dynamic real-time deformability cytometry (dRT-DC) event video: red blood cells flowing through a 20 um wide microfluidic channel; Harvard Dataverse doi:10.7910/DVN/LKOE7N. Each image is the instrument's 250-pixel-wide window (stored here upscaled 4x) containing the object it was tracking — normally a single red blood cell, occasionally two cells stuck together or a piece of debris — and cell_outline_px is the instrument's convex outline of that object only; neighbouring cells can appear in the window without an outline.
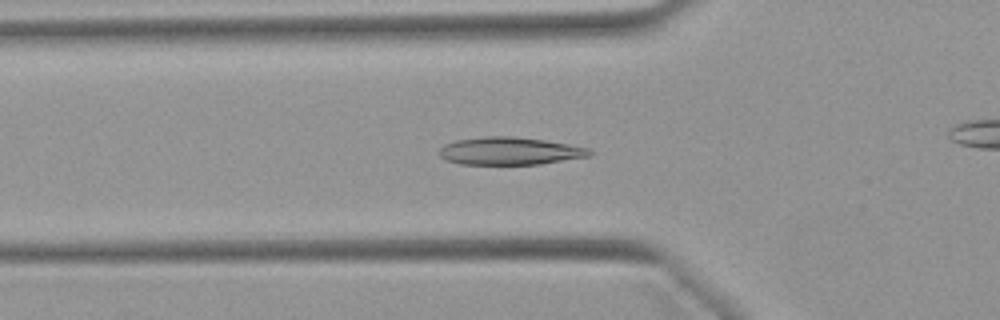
{"species": "Egyptian fruit bat (a non-hibernating species)", "species_latin": "Rousettus aegyptiacus", "temperature_condition": "warm", "stored_images_in_passage": 48, "camera_frame_rate_fps": 3000, "um_per_image_px": 0.085, "animal": {"sex": "female"}, "frame": {"image": 1, "passage_image": 13, "time_ms": 4.0, "image_size_px": [1000, 320], "cell_outline_px": [[596, 152], [592, 156], [540, 164], [460, 164], [444, 160], [440, 156], [440, 148], [444, 144], [456, 140], [484, 136], [512, 136], [544, 140], [592, 148]], "centroid_in_image_um": [43.38, 12.83], "position_along_channel_um": 82.4, "area_um2": 24.51}}
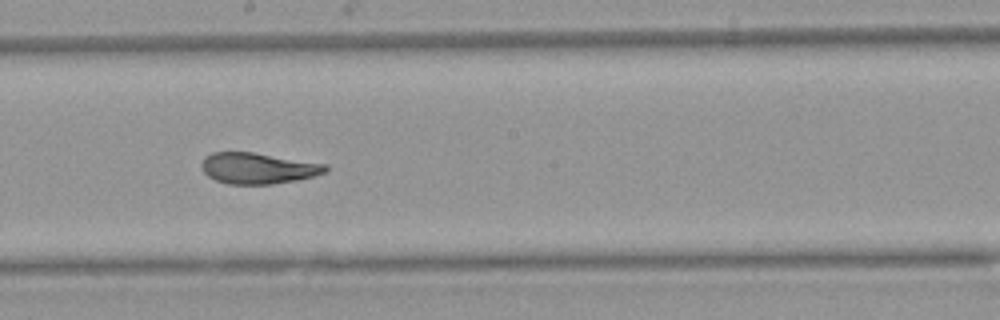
{"frame": {"image": 2, "passage_image": 24, "time_ms": 7.667, "image_size_px": [1000, 320], "cell_outline_px": [[328, 172], [296, 180], [272, 184], [228, 184], [216, 180], [208, 176], [204, 172], [200, 164], [204, 156], [212, 152], [252, 152], [328, 164]], "centroid_in_image_um": [21.92, 14.29], "position_along_channel_um": 226.3, "area_um2": 22.48}}
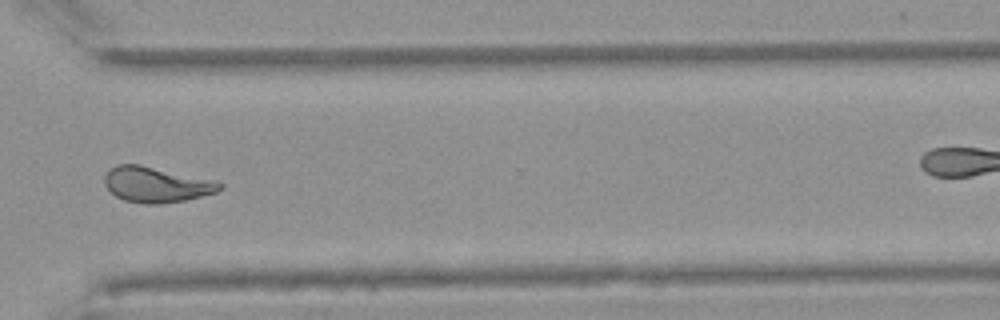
{"frame": {"image": 3, "passage_image": 34, "time_ms": 11.0, "image_size_px": [1000, 320], "cell_outline_px": [[224, 188], [216, 192], [188, 200], [160, 204], [144, 204], [124, 200], [116, 196], [104, 184], [104, 176], [116, 164], [140, 164], [216, 180], [224, 184]], "centroid_in_image_um": [13.33, 15.69], "position_along_channel_um": 357.3, "area_um2": 24.04}, "authors_computed_cell_mechanics": {"area_um2": 23.8425, "velocity_mm_per_s": 3.9256, "shape_relaxation_time_tau1_ms": 7.618, "shape_relaxation_time_tau2_ms": 1.6332, "deformation_change_tau1": 0.2247, "deformation_change_tau2": 0.055}}